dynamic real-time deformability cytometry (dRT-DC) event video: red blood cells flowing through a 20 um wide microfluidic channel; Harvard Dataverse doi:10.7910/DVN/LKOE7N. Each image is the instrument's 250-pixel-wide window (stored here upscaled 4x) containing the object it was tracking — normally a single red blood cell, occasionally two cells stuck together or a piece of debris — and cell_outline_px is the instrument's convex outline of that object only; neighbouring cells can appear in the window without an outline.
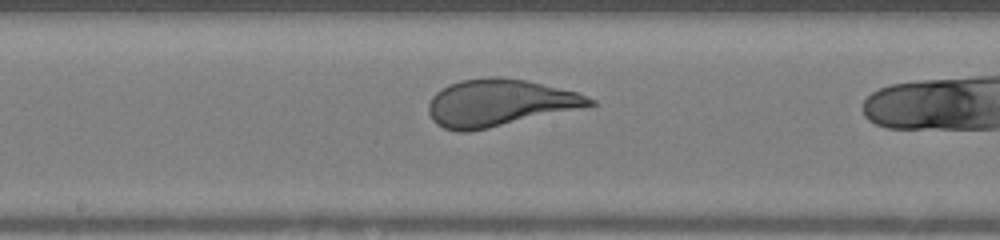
{"species": "human", "species_latin": "Homo sapiens", "temperature_condition": "warm", "stored_images_in_passage": 29, "camera_frame_rate_fps": 3000, "um_per_image_px": 0.085, "donor": {"sex": "female"}, "frame": {"image": 1, "passage_image": 17, "time_ms": 5.333, "image_size_px": [1000, 240], "cell_outline_px": [[596, 104], [488, 128], [468, 132], [456, 132], [444, 128], [436, 124], [432, 120], [428, 112], [428, 104], [432, 96], [436, 92], [448, 84], [460, 80], [488, 76], [500, 76], [528, 80], [576, 92], [596, 100]], "centroid_in_image_um": [42.38, 8.72], "position_along_channel_um": 205.8, "area_um2": 43.99}}